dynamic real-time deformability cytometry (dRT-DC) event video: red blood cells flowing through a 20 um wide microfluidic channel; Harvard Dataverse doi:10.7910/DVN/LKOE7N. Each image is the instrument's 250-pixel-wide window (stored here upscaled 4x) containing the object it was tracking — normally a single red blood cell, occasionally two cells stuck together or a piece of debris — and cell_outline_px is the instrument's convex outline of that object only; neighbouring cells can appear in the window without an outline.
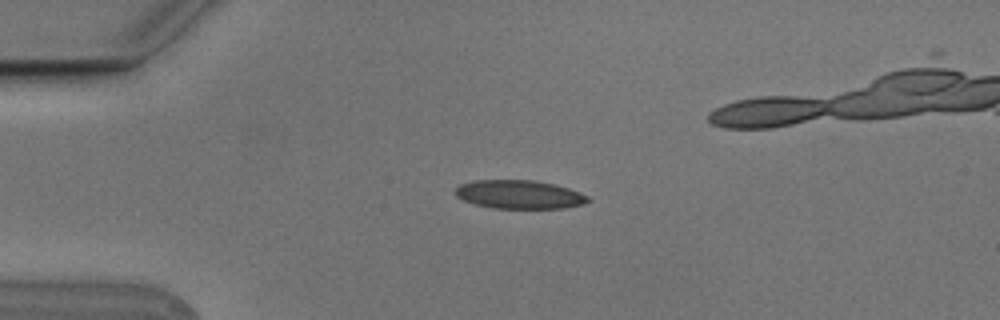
{"species": "Egyptian fruit bat (a non-hibernating species)", "species_latin": "Rousettus aegyptiacus", "temperature_condition": "cold", "stored_images_in_passage": 4, "camera_frame_rate_fps": 3000, "um_per_image_px": 0.085, "animal": {"sex": "male"}, "frame": {"image": 1, "passage_image": 1, "time_ms": 0.0, "image_size_px": [1000, 320], "cell_outline_px": [[592, 200], [584, 204], [564, 208], [492, 208], [476, 204], [464, 200], [456, 196], [456, 188], [460, 184], [472, 180], [536, 180], [568, 188], [580, 192], [588, 196]], "centroid_in_image_um": [44.16, 16.53], "position_along_channel_um": 40.8, "area_um2": 22.08}}